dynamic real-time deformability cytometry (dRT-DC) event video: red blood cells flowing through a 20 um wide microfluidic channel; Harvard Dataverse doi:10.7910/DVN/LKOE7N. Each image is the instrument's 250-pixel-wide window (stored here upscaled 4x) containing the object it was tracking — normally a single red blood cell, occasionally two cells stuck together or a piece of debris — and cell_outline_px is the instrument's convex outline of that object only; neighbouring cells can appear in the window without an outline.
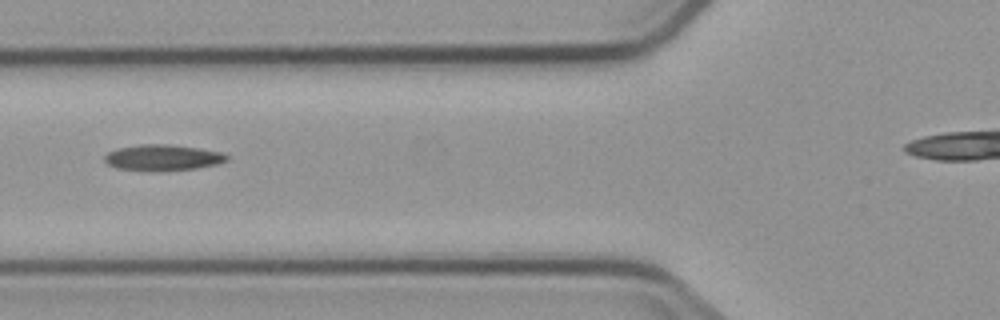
{"species": "common noctule bat (a hibernating species)", "species_latin": "Nyctalus noctula", "temperature_condition": "cold", "stored_images_in_passage": 2, "camera_frame_rate_fps": 3000, "um_per_image_px": 0.085, "animal": {"sex": "male", "body_mass_g": 23.1, "forearm_length_mm": 52.7}, "frame": {"image": 1, "passage_image": 2, "time_ms": 1.0, "image_size_px": [1000, 320], "cell_outline_px": [[228, 160], [220, 164], [196, 168], [164, 172], [148, 172], [116, 168], [108, 164], [104, 160], [104, 156], [108, 152], [120, 148], [140, 144], [164, 144], [196, 148], [220, 152], [228, 156]], "centroid_in_image_um": [13.82, 13.43], "position_along_channel_um": 112.0, "area_um2": 18.73}}